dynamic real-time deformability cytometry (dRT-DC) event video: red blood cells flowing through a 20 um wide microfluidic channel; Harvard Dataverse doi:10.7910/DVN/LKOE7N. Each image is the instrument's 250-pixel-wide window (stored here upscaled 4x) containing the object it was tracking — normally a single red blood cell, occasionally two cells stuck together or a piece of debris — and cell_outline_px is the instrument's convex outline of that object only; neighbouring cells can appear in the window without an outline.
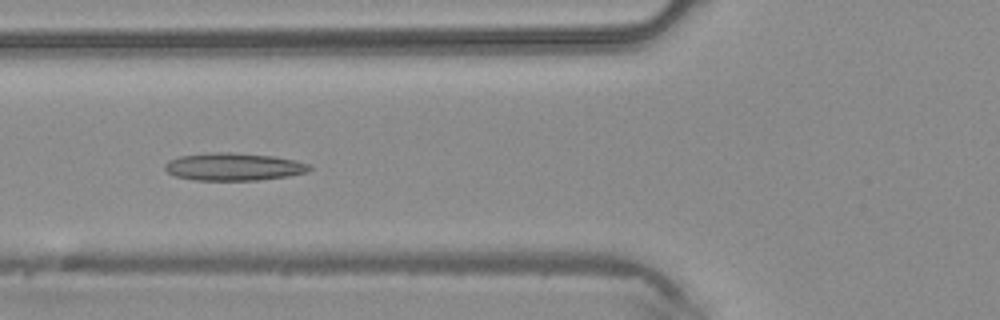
{"species": "common noctule bat (a hibernating species)", "species_latin": "Nyctalus noctula", "temperature_condition": "warm", "stored_images_in_passage": 6, "camera_frame_rate_fps": 3000, "um_per_image_px": 0.085, "animal": {"sex": "male", "body_mass_g": 20.4}, "frame": {"image": 1, "passage_image": 6, "time_ms": 1.667, "image_size_px": [1000, 320], "cell_outline_px": [[312, 168], [308, 172], [288, 176], [256, 180], [196, 180], [176, 176], [168, 172], [164, 168], [164, 164], [168, 160], [180, 156], [208, 152], [228, 152], [272, 156], [296, 160], [308, 164]], "centroid_in_image_um": [19.85, 14.17], "position_along_channel_um": 106.0, "area_um2": 23.24}}